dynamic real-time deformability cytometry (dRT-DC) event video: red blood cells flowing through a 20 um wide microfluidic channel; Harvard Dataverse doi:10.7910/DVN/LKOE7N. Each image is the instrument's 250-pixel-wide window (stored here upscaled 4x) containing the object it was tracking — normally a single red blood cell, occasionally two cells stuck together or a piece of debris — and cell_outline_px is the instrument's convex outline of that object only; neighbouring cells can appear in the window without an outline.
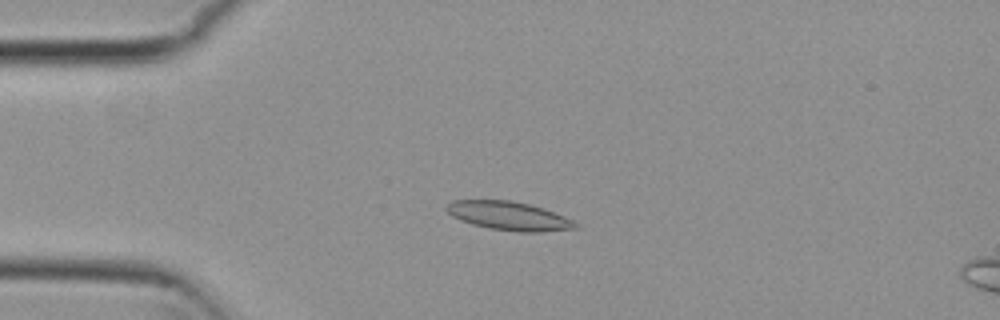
{"species": "common noctule bat (a hibernating species)", "species_latin": "Nyctalus noctula", "temperature_condition": "cold", "stored_images_in_passage": 7, "camera_frame_rate_fps": 3000, "um_per_image_px": 0.085, "animal": {"sex": "female", "body_mass_g": 29.2, "forearm_length_mm": 56.3}, "frame": {"image": 1, "passage_image": 4, "time_ms": 1.0, "image_size_px": [1000, 320], "cell_outline_px": [[580, 228], [540, 232], [520, 232], [488, 228], [472, 224], [460, 220], [452, 216], [444, 208], [452, 200], [508, 200], [528, 204], [544, 208], [564, 216], [580, 224]], "centroid_in_image_um": [43.28, 18.36], "position_along_channel_um": 41.7, "area_um2": 21.62}}
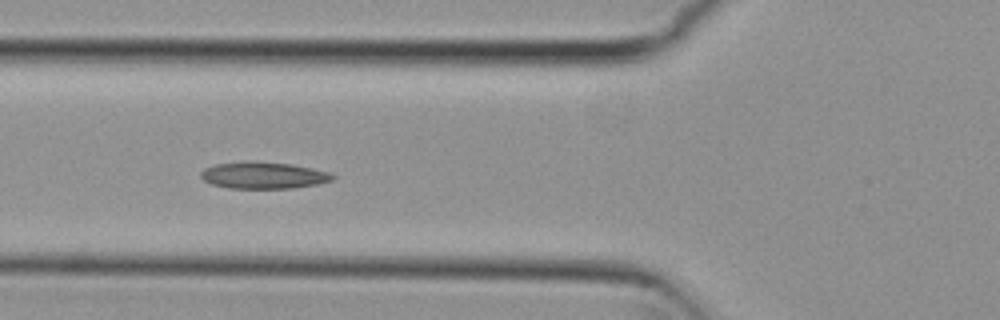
{"frame": {"image": 2, "passage_image": 6, "time_ms": 1.667, "image_size_px": [1000, 320], "cell_outline_px": [[336, 176], [332, 180], [316, 184], [292, 188], [228, 188], [212, 184], [204, 180], [200, 176], [200, 172], [204, 168], [216, 164], [244, 160], [256, 160], [292, 164], [332, 172]], "centroid_in_image_um": [22.39, 14.88], "position_along_channel_um": 103.4, "area_um2": 20.87}}
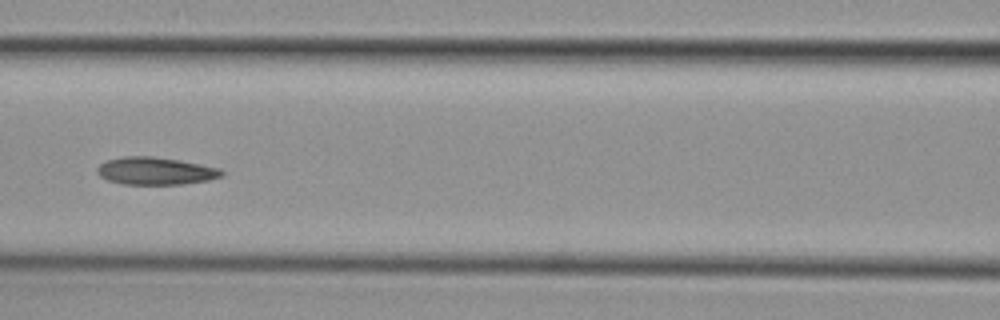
{"frame": {"image": 3, "passage_image": 7, "time_ms": 2.0, "image_size_px": [1000, 320], "cell_outline_px": [[224, 176], [208, 180], [184, 184], [124, 184], [108, 180], [100, 176], [96, 172], [96, 168], [100, 164], [108, 160], [124, 156], [152, 156], [180, 160], [220, 168], [224, 172]], "centroid_in_image_um": [13.23, 14.53], "position_along_channel_um": 153.4, "area_um2": 20.0}}